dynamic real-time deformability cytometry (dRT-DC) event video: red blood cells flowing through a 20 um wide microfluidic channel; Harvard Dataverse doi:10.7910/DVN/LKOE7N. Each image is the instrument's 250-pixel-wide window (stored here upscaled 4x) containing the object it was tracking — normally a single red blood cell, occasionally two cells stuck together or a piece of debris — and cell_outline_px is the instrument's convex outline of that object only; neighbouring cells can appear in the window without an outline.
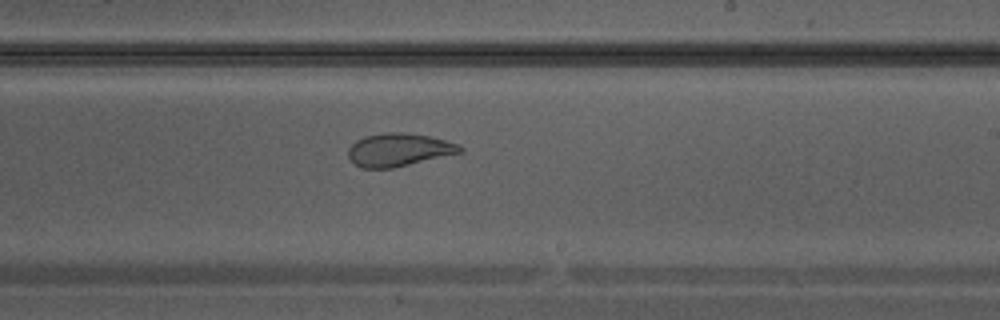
{"species": "Egyptian fruit bat (a non-hibernating species)", "species_latin": "Rousettus aegyptiacus", "temperature_condition": "warm", "stored_images_in_passage": 33, "camera_frame_rate_fps": 3000, "um_per_image_px": 0.085, "animal": {"sex": "male"}, "frame": {"image": 1, "passage_image": 19, "time_ms": 6.0, "image_size_px": [1000, 320], "cell_outline_px": [[464, 152], [392, 168], [360, 168], [348, 156], [348, 148], [356, 140], [364, 136], [384, 132], [408, 132], [428, 136], [460, 144], [464, 148]], "centroid_in_image_um": [33.91, 12.72], "position_along_channel_um": 255.1, "area_um2": 21.62}}